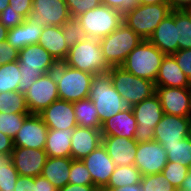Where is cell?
<instances>
[{
	"label": "cell",
	"mask_w": 191,
	"mask_h": 191,
	"mask_svg": "<svg viewBox=\"0 0 191 191\" xmlns=\"http://www.w3.org/2000/svg\"><path fill=\"white\" fill-rule=\"evenodd\" d=\"M164 114L190 117L191 87L177 88L156 86Z\"/></svg>",
	"instance_id": "cell-15"
},
{
	"label": "cell",
	"mask_w": 191,
	"mask_h": 191,
	"mask_svg": "<svg viewBox=\"0 0 191 191\" xmlns=\"http://www.w3.org/2000/svg\"><path fill=\"white\" fill-rule=\"evenodd\" d=\"M189 118H190V136H191V116Z\"/></svg>",
	"instance_id": "cell-59"
},
{
	"label": "cell",
	"mask_w": 191,
	"mask_h": 191,
	"mask_svg": "<svg viewBox=\"0 0 191 191\" xmlns=\"http://www.w3.org/2000/svg\"><path fill=\"white\" fill-rule=\"evenodd\" d=\"M62 29L63 36L69 48L73 47L77 43H80L88 37L76 18H70L67 20L62 25Z\"/></svg>",
	"instance_id": "cell-37"
},
{
	"label": "cell",
	"mask_w": 191,
	"mask_h": 191,
	"mask_svg": "<svg viewBox=\"0 0 191 191\" xmlns=\"http://www.w3.org/2000/svg\"><path fill=\"white\" fill-rule=\"evenodd\" d=\"M21 72L18 60L0 66V93L17 91Z\"/></svg>",
	"instance_id": "cell-32"
},
{
	"label": "cell",
	"mask_w": 191,
	"mask_h": 191,
	"mask_svg": "<svg viewBox=\"0 0 191 191\" xmlns=\"http://www.w3.org/2000/svg\"><path fill=\"white\" fill-rule=\"evenodd\" d=\"M25 18L13 10L11 5H8L7 8H5L0 13V22L7 28H15L16 26L22 24L24 22Z\"/></svg>",
	"instance_id": "cell-42"
},
{
	"label": "cell",
	"mask_w": 191,
	"mask_h": 191,
	"mask_svg": "<svg viewBox=\"0 0 191 191\" xmlns=\"http://www.w3.org/2000/svg\"><path fill=\"white\" fill-rule=\"evenodd\" d=\"M172 9H186L191 5V0H170Z\"/></svg>",
	"instance_id": "cell-53"
},
{
	"label": "cell",
	"mask_w": 191,
	"mask_h": 191,
	"mask_svg": "<svg viewBox=\"0 0 191 191\" xmlns=\"http://www.w3.org/2000/svg\"><path fill=\"white\" fill-rule=\"evenodd\" d=\"M70 18V12L64 0H33L32 11L26 20L45 28L62 26Z\"/></svg>",
	"instance_id": "cell-12"
},
{
	"label": "cell",
	"mask_w": 191,
	"mask_h": 191,
	"mask_svg": "<svg viewBox=\"0 0 191 191\" xmlns=\"http://www.w3.org/2000/svg\"><path fill=\"white\" fill-rule=\"evenodd\" d=\"M0 112L29 113L24 94L18 91L0 93Z\"/></svg>",
	"instance_id": "cell-33"
},
{
	"label": "cell",
	"mask_w": 191,
	"mask_h": 191,
	"mask_svg": "<svg viewBox=\"0 0 191 191\" xmlns=\"http://www.w3.org/2000/svg\"><path fill=\"white\" fill-rule=\"evenodd\" d=\"M76 19L89 38L100 40L123 23V14L117 9L100 4Z\"/></svg>",
	"instance_id": "cell-9"
},
{
	"label": "cell",
	"mask_w": 191,
	"mask_h": 191,
	"mask_svg": "<svg viewBox=\"0 0 191 191\" xmlns=\"http://www.w3.org/2000/svg\"><path fill=\"white\" fill-rule=\"evenodd\" d=\"M29 114L0 112V132L13 139Z\"/></svg>",
	"instance_id": "cell-35"
},
{
	"label": "cell",
	"mask_w": 191,
	"mask_h": 191,
	"mask_svg": "<svg viewBox=\"0 0 191 191\" xmlns=\"http://www.w3.org/2000/svg\"><path fill=\"white\" fill-rule=\"evenodd\" d=\"M38 44L48 51L58 63L66 59L70 49L63 36L62 26L43 28Z\"/></svg>",
	"instance_id": "cell-25"
},
{
	"label": "cell",
	"mask_w": 191,
	"mask_h": 191,
	"mask_svg": "<svg viewBox=\"0 0 191 191\" xmlns=\"http://www.w3.org/2000/svg\"><path fill=\"white\" fill-rule=\"evenodd\" d=\"M60 100L76 102L87 99L93 74L71 68L59 62L53 70Z\"/></svg>",
	"instance_id": "cell-5"
},
{
	"label": "cell",
	"mask_w": 191,
	"mask_h": 191,
	"mask_svg": "<svg viewBox=\"0 0 191 191\" xmlns=\"http://www.w3.org/2000/svg\"><path fill=\"white\" fill-rule=\"evenodd\" d=\"M137 121L132 108L127 107L114 116L107 119L101 128L102 136H117L134 139Z\"/></svg>",
	"instance_id": "cell-23"
},
{
	"label": "cell",
	"mask_w": 191,
	"mask_h": 191,
	"mask_svg": "<svg viewBox=\"0 0 191 191\" xmlns=\"http://www.w3.org/2000/svg\"><path fill=\"white\" fill-rule=\"evenodd\" d=\"M72 161L71 157H48L41 175L59 190L68 184Z\"/></svg>",
	"instance_id": "cell-26"
},
{
	"label": "cell",
	"mask_w": 191,
	"mask_h": 191,
	"mask_svg": "<svg viewBox=\"0 0 191 191\" xmlns=\"http://www.w3.org/2000/svg\"><path fill=\"white\" fill-rule=\"evenodd\" d=\"M131 108L137 121L134 139L137 143L153 141L154 128L164 115L159 97L155 93Z\"/></svg>",
	"instance_id": "cell-10"
},
{
	"label": "cell",
	"mask_w": 191,
	"mask_h": 191,
	"mask_svg": "<svg viewBox=\"0 0 191 191\" xmlns=\"http://www.w3.org/2000/svg\"><path fill=\"white\" fill-rule=\"evenodd\" d=\"M102 191H142L141 185H127L121 188H104Z\"/></svg>",
	"instance_id": "cell-52"
},
{
	"label": "cell",
	"mask_w": 191,
	"mask_h": 191,
	"mask_svg": "<svg viewBox=\"0 0 191 191\" xmlns=\"http://www.w3.org/2000/svg\"><path fill=\"white\" fill-rule=\"evenodd\" d=\"M172 11L170 3L138 4L123 15V23L143 40H148L160 22Z\"/></svg>",
	"instance_id": "cell-6"
},
{
	"label": "cell",
	"mask_w": 191,
	"mask_h": 191,
	"mask_svg": "<svg viewBox=\"0 0 191 191\" xmlns=\"http://www.w3.org/2000/svg\"><path fill=\"white\" fill-rule=\"evenodd\" d=\"M185 10L187 11V13H188V14L190 15V17H191V5L188 6Z\"/></svg>",
	"instance_id": "cell-58"
},
{
	"label": "cell",
	"mask_w": 191,
	"mask_h": 191,
	"mask_svg": "<svg viewBox=\"0 0 191 191\" xmlns=\"http://www.w3.org/2000/svg\"><path fill=\"white\" fill-rule=\"evenodd\" d=\"M88 98L96 107L101 125L110 117L127 108L123 98L112 85L109 73L94 75Z\"/></svg>",
	"instance_id": "cell-2"
},
{
	"label": "cell",
	"mask_w": 191,
	"mask_h": 191,
	"mask_svg": "<svg viewBox=\"0 0 191 191\" xmlns=\"http://www.w3.org/2000/svg\"><path fill=\"white\" fill-rule=\"evenodd\" d=\"M63 63L93 75L108 73L111 68L104 59L99 40L89 37L71 47Z\"/></svg>",
	"instance_id": "cell-3"
},
{
	"label": "cell",
	"mask_w": 191,
	"mask_h": 191,
	"mask_svg": "<svg viewBox=\"0 0 191 191\" xmlns=\"http://www.w3.org/2000/svg\"><path fill=\"white\" fill-rule=\"evenodd\" d=\"M48 127L39 114H29L13 138L14 147L44 149Z\"/></svg>",
	"instance_id": "cell-14"
},
{
	"label": "cell",
	"mask_w": 191,
	"mask_h": 191,
	"mask_svg": "<svg viewBox=\"0 0 191 191\" xmlns=\"http://www.w3.org/2000/svg\"><path fill=\"white\" fill-rule=\"evenodd\" d=\"M19 51L7 41L0 42V66L18 60Z\"/></svg>",
	"instance_id": "cell-44"
},
{
	"label": "cell",
	"mask_w": 191,
	"mask_h": 191,
	"mask_svg": "<svg viewBox=\"0 0 191 191\" xmlns=\"http://www.w3.org/2000/svg\"><path fill=\"white\" fill-rule=\"evenodd\" d=\"M11 161L20 176L37 177L48 158L44 149L14 147L11 152Z\"/></svg>",
	"instance_id": "cell-18"
},
{
	"label": "cell",
	"mask_w": 191,
	"mask_h": 191,
	"mask_svg": "<svg viewBox=\"0 0 191 191\" xmlns=\"http://www.w3.org/2000/svg\"><path fill=\"white\" fill-rule=\"evenodd\" d=\"M68 6L71 18H76L79 15L94 9L101 4L100 0H64Z\"/></svg>",
	"instance_id": "cell-41"
},
{
	"label": "cell",
	"mask_w": 191,
	"mask_h": 191,
	"mask_svg": "<svg viewBox=\"0 0 191 191\" xmlns=\"http://www.w3.org/2000/svg\"><path fill=\"white\" fill-rule=\"evenodd\" d=\"M58 191H99L94 185H76L68 183Z\"/></svg>",
	"instance_id": "cell-51"
},
{
	"label": "cell",
	"mask_w": 191,
	"mask_h": 191,
	"mask_svg": "<svg viewBox=\"0 0 191 191\" xmlns=\"http://www.w3.org/2000/svg\"><path fill=\"white\" fill-rule=\"evenodd\" d=\"M139 4H160L170 3V0H138Z\"/></svg>",
	"instance_id": "cell-56"
},
{
	"label": "cell",
	"mask_w": 191,
	"mask_h": 191,
	"mask_svg": "<svg viewBox=\"0 0 191 191\" xmlns=\"http://www.w3.org/2000/svg\"><path fill=\"white\" fill-rule=\"evenodd\" d=\"M162 145L167 153L168 161L178 162L191 168V136L184 138L179 143Z\"/></svg>",
	"instance_id": "cell-30"
},
{
	"label": "cell",
	"mask_w": 191,
	"mask_h": 191,
	"mask_svg": "<svg viewBox=\"0 0 191 191\" xmlns=\"http://www.w3.org/2000/svg\"><path fill=\"white\" fill-rule=\"evenodd\" d=\"M101 144V130L77 125L71 137V158L82 160Z\"/></svg>",
	"instance_id": "cell-22"
},
{
	"label": "cell",
	"mask_w": 191,
	"mask_h": 191,
	"mask_svg": "<svg viewBox=\"0 0 191 191\" xmlns=\"http://www.w3.org/2000/svg\"><path fill=\"white\" fill-rule=\"evenodd\" d=\"M68 183L76 185H94L90 172L81 159H73Z\"/></svg>",
	"instance_id": "cell-39"
},
{
	"label": "cell",
	"mask_w": 191,
	"mask_h": 191,
	"mask_svg": "<svg viewBox=\"0 0 191 191\" xmlns=\"http://www.w3.org/2000/svg\"><path fill=\"white\" fill-rule=\"evenodd\" d=\"M30 114H39L59 99L54 72L40 76L24 94Z\"/></svg>",
	"instance_id": "cell-11"
},
{
	"label": "cell",
	"mask_w": 191,
	"mask_h": 191,
	"mask_svg": "<svg viewBox=\"0 0 191 191\" xmlns=\"http://www.w3.org/2000/svg\"><path fill=\"white\" fill-rule=\"evenodd\" d=\"M102 144L116 166L134 165L137 141L117 136H102Z\"/></svg>",
	"instance_id": "cell-20"
},
{
	"label": "cell",
	"mask_w": 191,
	"mask_h": 191,
	"mask_svg": "<svg viewBox=\"0 0 191 191\" xmlns=\"http://www.w3.org/2000/svg\"><path fill=\"white\" fill-rule=\"evenodd\" d=\"M108 73L111 76L112 85L127 107H132L156 93L155 82L137 77L121 66L111 67Z\"/></svg>",
	"instance_id": "cell-7"
},
{
	"label": "cell",
	"mask_w": 191,
	"mask_h": 191,
	"mask_svg": "<svg viewBox=\"0 0 191 191\" xmlns=\"http://www.w3.org/2000/svg\"><path fill=\"white\" fill-rule=\"evenodd\" d=\"M165 54L149 40H142L127 56L121 67L137 76L155 82Z\"/></svg>",
	"instance_id": "cell-4"
},
{
	"label": "cell",
	"mask_w": 191,
	"mask_h": 191,
	"mask_svg": "<svg viewBox=\"0 0 191 191\" xmlns=\"http://www.w3.org/2000/svg\"><path fill=\"white\" fill-rule=\"evenodd\" d=\"M33 0H9V5L14 11L21 14L25 19L28 14L32 11Z\"/></svg>",
	"instance_id": "cell-47"
},
{
	"label": "cell",
	"mask_w": 191,
	"mask_h": 191,
	"mask_svg": "<svg viewBox=\"0 0 191 191\" xmlns=\"http://www.w3.org/2000/svg\"><path fill=\"white\" fill-rule=\"evenodd\" d=\"M39 115L48 129L64 130L77 126L73 102L58 99Z\"/></svg>",
	"instance_id": "cell-19"
},
{
	"label": "cell",
	"mask_w": 191,
	"mask_h": 191,
	"mask_svg": "<svg viewBox=\"0 0 191 191\" xmlns=\"http://www.w3.org/2000/svg\"><path fill=\"white\" fill-rule=\"evenodd\" d=\"M35 185H37V191H58V189L42 175L35 177Z\"/></svg>",
	"instance_id": "cell-50"
},
{
	"label": "cell",
	"mask_w": 191,
	"mask_h": 191,
	"mask_svg": "<svg viewBox=\"0 0 191 191\" xmlns=\"http://www.w3.org/2000/svg\"><path fill=\"white\" fill-rule=\"evenodd\" d=\"M140 185L142 191H178L162 173L142 176Z\"/></svg>",
	"instance_id": "cell-38"
},
{
	"label": "cell",
	"mask_w": 191,
	"mask_h": 191,
	"mask_svg": "<svg viewBox=\"0 0 191 191\" xmlns=\"http://www.w3.org/2000/svg\"><path fill=\"white\" fill-rule=\"evenodd\" d=\"M191 168L181 165L178 162L168 161L162 170L165 179L171 183L177 190L182 186L183 180L186 178Z\"/></svg>",
	"instance_id": "cell-36"
},
{
	"label": "cell",
	"mask_w": 191,
	"mask_h": 191,
	"mask_svg": "<svg viewBox=\"0 0 191 191\" xmlns=\"http://www.w3.org/2000/svg\"><path fill=\"white\" fill-rule=\"evenodd\" d=\"M9 29H7L1 22H0V42L7 41Z\"/></svg>",
	"instance_id": "cell-55"
},
{
	"label": "cell",
	"mask_w": 191,
	"mask_h": 191,
	"mask_svg": "<svg viewBox=\"0 0 191 191\" xmlns=\"http://www.w3.org/2000/svg\"><path fill=\"white\" fill-rule=\"evenodd\" d=\"M143 39L125 23L99 40L105 61L110 67H119L128 54Z\"/></svg>",
	"instance_id": "cell-8"
},
{
	"label": "cell",
	"mask_w": 191,
	"mask_h": 191,
	"mask_svg": "<svg viewBox=\"0 0 191 191\" xmlns=\"http://www.w3.org/2000/svg\"><path fill=\"white\" fill-rule=\"evenodd\" d=\"M7 42L18 51L28 46V40L26 35V19L22 24L16 26L15 28L9 29Z\"/></svg>",
	"instance_id": "cell-40"
},
{
	"label": "cell",
	"mask_w": 191,
	"mask_h": 191,
	"mask_svg": "<svg viewBox=\"0 0 191 191\" xmlns=\"http://www.w3.org/2000/svg\"><path fill=\"white\" fill-rule=\"evenodd\" d=\"M19 69L21 76L17 91L25 94L30 86L43 74L52 72L58 62L40 44L29 45L19 51Z\"/></svg>",
	"instance_id": "cell-1"
},
{
	"label": "cell",
	"mask_w": 191,
	"mask_h": 191,
	"mask_svg": "<svg viewBox=\"0 0 191 191\" xmlns=\"http://www.w3.org/2000/svg\"><path fill=\"white\" fill-rule=\"evenodd\" d=\"M167 162V153L159 142L137 143L134 166L142 176L162 173Z\"/></svg>",
	"instance_id": "cell-13"
},
{
	"label": "cell",
	"mask_w": 191,
	"mask_h": 191,
	"mask_svg": "<svg viewBox=\"0 0 191 191\" xmlns=\"http://www.w3.org/2000/svg\"><path fill=\"white\" fill-rule=\"evenodd\" d=\"M73 107L78 126L101 130L102 125L92 100L87 98L73 102Z\"/></svg>",
	"instance_id": "cell-28"
},
{
	"label": "cell",
	"mask_w": 191,
	"mask_h": 191,
	"mask_svg": "<svg viewBox=\"0 0 191 191\" xmlns=\"http://www.w3.org/2000/svg\"><path fill=\"white\" fill-rule=\"evenodd\" d=\"M155 86L187 88L191 82L172 55H165L159 68Z\"/></svg>",
	"instance_id": "cell-24"
},
{
	"label": "cell",
	"mask_w": 191,
	"mask_h": 191,
	"mask_svg": "<svg viewBox=\"0 0 191 191\" xmlns=\"http://www.w3.org/2000/svg\"><path fill=\"white\" fill-rule=\"evenodd\" d=\"M14 191H37L34 177L18 176Z\"/></svg>",
	"instance_id": "cell-48"
},
{
	"label": "cell",
	"mask_w": 191,
	"mask_h": 191,
	"mask_svg": "<svg viewBox=\"0 0 191 191\" xmlns=\"http://www.w3.org/2000/svg\"><path fill=\"white\" fill-rule=\"evenodd\" d=\"M13 149V139L0 132V155H11Z\"/></svg>",
	"instance_id": "cell-49"
},
{
	"label": "cell",
	"mask_w": 191,
	"mask_h": 191,
	"mask_svg": "<svg viewBox=\"0 0 191 191\" xmlns=\"http://www.w3.org/2000/svg\"><path fill=\"white\" fill-rule=\"evenodd\" d=\"M101 4L119 10L123 15L136 7L138 0H100Z\"/></svg>",
	"instance_id": "cell-45"
},
{
	"label": "cell",
	"mask_w": 191,
	"mask_h": 191,
	"mask_svg": "<svg viewBox=\"0 0 191 191\" xmlns=\"http://www.w3.org/2000/svg\"><path fill=\"white\" fill-rule=\"evenodd\" d=\"M18 176L10 155H0V191H14Z\"/></svg>",
	"instance_id": "cell-34"
},
{
	"label": "cell",
	"mask_w": 191,
	"mask_h": 191,
	"mask_svg": "<svg viewBox=\"0 0 191 191\" xmlns=\"http://www.w3.org/2000/svg\"><path fill=\"white\" fill-rule=\"evenodd\" d=\"M190 136V118L164 114L154 128V141L174 144Z\"/></svg>",
	"instance_id": "cell-17"
},
{
	"label": "cell",
	"mask_w": 191,
	"mask_h": 191,
	"mask_svg": "<svg viewBox=\"0 0 191 191\" xmlns=\"http://www.w3.org/2000/svg\"><path fill=\"white\" fill-rule=\"evenodd\" d=\"M43 28L34 22L26 20V35L28 46L38 44Z\"/></svg>",
	"instance_id": "cell-46"
},
{
	"label": "cell",
	"mask_w": 191,
	"mask_h": 191,
	"mask_svg": "<svg viewBox=\"0 0 191 191\" xmlns=\"http://www.w3.org/2000/svg\"><path fill=\"white\" fill-rule=\"evenodd\" d=\"M142 174L134 165L116 166L105 188H121L127 185L140 184Z\"/></svg>",
	"instance_id": "cell-29"
},
{
	"label": "cell",
	"mask_w": 191,
	"mask_h": 191,
	"mask_svg": "<svg viewBox=\"0 0 191 191\" xmlns=\"http://www.w3.org/2000/svg\"><path fill=\"white\" fill-rule=\"evenodd\" d=\"M175 26L179 50L191 48V17L185 9H175Z\"/></svg>",
	"instance_id": "cell-31"
},
{
	"label": "cell",
	"mask_w": 191,
	"mask_h": 191,
	"mask_svg": "<svg viewBox=\"0 0 191 191\" xmlns=\"http://www.w3.org/2000/svg\"><path fill=\"white\" fill-rule=\"evenodd\" d=\"M178 191H191V171L183 180L182 186L180 187Z\"/></svg>",
	"instance_id": "cell-54"
},
{
	"label": "cell",
	"mask_w": 191,
	"mask_h": 191,
	"mask_svg": "<svg viewBox=\"0 0 191 191\" xmlns=\"http://www.w3.org/2000/svg\"><path fill=\"white\" fill-rule=\"evenodd\" d=\"M9 5V0H0V13L7 8Z\"/></svg>",
	"instance_id": "cell-57"
},
{
	"label": "cell",
	"mask_w": 191,
	"mask_h": 191,
	"mask_svg": "<svg viewBox=\"0 0 191 191\" xmlns=\"http://www.w3.org/2000/svg\"><path fill=\"white\" fill-rule=\"evenodd\" d=\"M74 128L48 129L45 152L48 157H71V137Z\"/></svg>",
	"instance_id": "cell-27"
},
{
	"label": "cell",
	"mask_w": 191,
	"mask_h": 191,
	"mask_svg": "<svg viewBox=\"0 0 191 191\" xmlns=\"http://www.w3.org/2000/svg\"><path fill=\"white\" fill-rule=\"evenodd\" d=\"M165 55H172L179 50L175 26V9L163 19L148 39Z\"/></svg>",
	"instance_id": "cell-21"
},
{
	"label": "cell",
	"mask_w": 191,
	"mask_h": 191,
	"mask_svg": "<svg viewBox=\"0 0 191 191\" xmlns=\"http://www.w3.org/2000/svg\"><path fill=\"white\" fill-rule=\"evenodd\" d=\"M82 161L91 174L94 186L102 191L108 185L111 174L116 167L106 148L101 144L88 156L84 157Z\"/></svg>",
	"instance_id": "cell-16"
},
{
	"label": "cell",
	"mask_w": 191,
	"mask_h": 191,
	"mask_svg": "<svg viewBox=\"0 0 191 191\" xmlns=\"http://www.w3.org/2000/svg\"><path fill=\"white\" fill-rule=\"evenodd\" d=\"M172 56L191 82V48L178 50L176 53L172 54Z\"/></svg>",
	"instance_id": "cell-43"
}]
</instances>
